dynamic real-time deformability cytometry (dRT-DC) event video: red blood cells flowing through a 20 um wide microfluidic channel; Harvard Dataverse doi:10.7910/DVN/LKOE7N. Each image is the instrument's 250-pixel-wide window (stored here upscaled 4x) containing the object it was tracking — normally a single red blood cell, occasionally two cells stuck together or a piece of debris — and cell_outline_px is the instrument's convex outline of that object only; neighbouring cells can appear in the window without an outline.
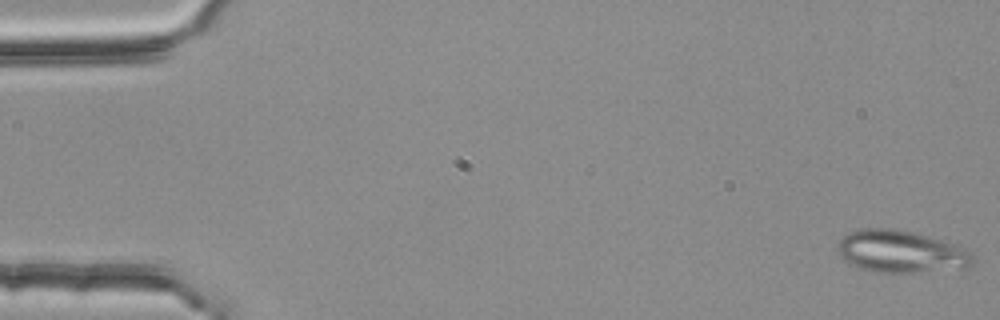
{"species": "common noctule bat (a hibernating species)", "species_latin": "Nyctalus noctula", "temperature_condition": "room temperature", "stored_images_in_passage": 53, "segment_of_instrument_passage": [1, 2], "camera_frame_rate_fps": 3000, "um_per_image_px": 0.085, "animal": {"sex": "female", "body_mass_g": 25.1}, "frame": {"image": 1, "passage_image": 1, "time_ms": 0.0, "image_size_px": [1000, 320], "cell_outline_px": [[976, 260], [972, 264], [964, 268], [912, 272], [872, 272], [848, 264], [836, 252], [836, 244], [848, 232], [864, 228], [896, 228], [960, 244], [972, 252]], "centroid_in_image_um": [76.58, 21.37], "position_along_channel_um": 8.4, "area_um2": 33.87}}